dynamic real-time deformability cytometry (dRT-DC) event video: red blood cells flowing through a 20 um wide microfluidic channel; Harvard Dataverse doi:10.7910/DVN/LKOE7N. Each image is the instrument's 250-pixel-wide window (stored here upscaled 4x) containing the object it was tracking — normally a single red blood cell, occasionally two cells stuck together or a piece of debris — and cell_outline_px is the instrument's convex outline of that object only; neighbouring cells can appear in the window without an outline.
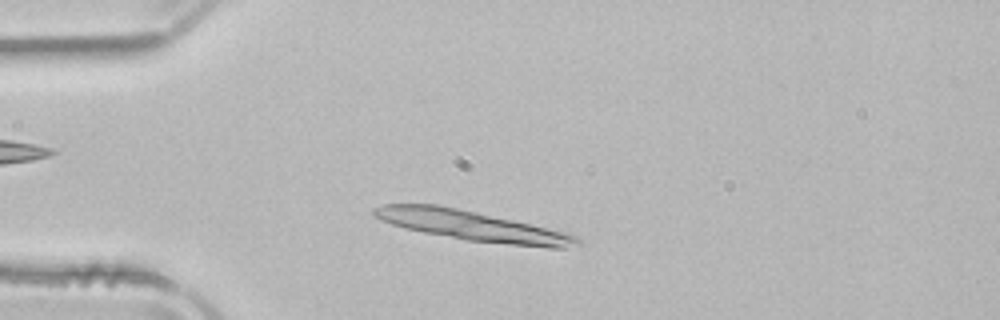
{"species": "common noctule bat (a hibernating species)", "species_latin": "Nyctalus noctula", "temperature_condition": "room temperature", "stored_images_in_passage": 45, "segment_of_instrument_passage": [1, 2], "camera_frame_rate_fps": 3000, "um_per_image_px": 0.085, "animal": {"sex": "male", "body_mass_g": 21.5, "forearm_length_mm": 52.0}, "frame": {"image": 1, "passage_image": 7, "time_ms": 2.0, "image_size_px": [1000, 320], "cell_outline_px": [[580, 244], [564, 248], [548, 248], [464, 240], [404, 228], [380, 220], [372, 216], [372, 208], [384, 204], [436, 204], [476, 212], [512, 220], [580, 236]], "centroid_in_image_um": [40.09, 19.2], "position_along_channel_um": 44.9, "area_um2": 35.26}}